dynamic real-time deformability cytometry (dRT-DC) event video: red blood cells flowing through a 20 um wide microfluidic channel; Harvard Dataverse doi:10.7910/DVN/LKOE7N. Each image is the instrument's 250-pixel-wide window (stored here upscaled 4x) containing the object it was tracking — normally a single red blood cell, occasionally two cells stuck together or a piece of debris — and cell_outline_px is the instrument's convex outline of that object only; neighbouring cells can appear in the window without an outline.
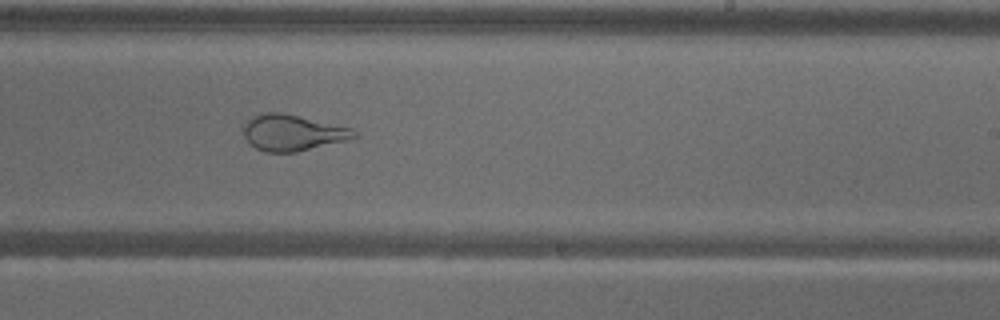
{"species": "common noctule bat (a hibernating species)", "species_latin": "Nyctalus noctula", "temperature_condition": "warm", "stored_images_in_passage": 33, "camera_frame_rate_fps": 3000, "um_per_image_px": 0.085, "animal": {"sex": "male", "body_mass_g": 18.8}, "frame": {"image": 1, "passage_image": 33, "time_ms": 10.667, "image_size_px": [1000, 320], "cell_outline_px": [[356, 136], [344, 140], [296, 152], [264, 152], [256, 148], [244, 136], [244, 124], [252, 116], [264, 112], [280, 112], [352, 128], [356, 132]], "centroid_in_image_um": [24.82, 11.27], "position_along_channel_um": 264.2, "area_um2": 22.77}}